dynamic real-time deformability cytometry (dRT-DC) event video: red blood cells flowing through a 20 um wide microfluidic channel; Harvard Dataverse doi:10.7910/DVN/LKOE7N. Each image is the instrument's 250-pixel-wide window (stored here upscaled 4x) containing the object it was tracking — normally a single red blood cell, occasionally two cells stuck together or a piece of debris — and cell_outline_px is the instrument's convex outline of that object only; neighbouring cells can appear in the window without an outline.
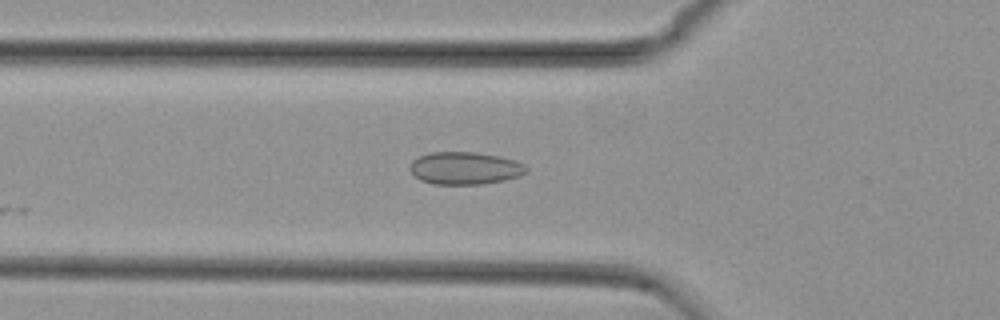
{"species": "common noctule bat (a hibernating species)", "species_latin": "Nyctalus noctula", "temperature_condition": "cold", "stored_images_in_passage": 14, "camera_frame_rate_fps": 3000, "um_per_image_px": 0.085, "animal": {"sex": "female", "body_mass_g": 29.2, "forearm_length_mm": 56.3}, "frame": {"image": 1, "passage_image": 5, "time_ms": 1.333, "image_size_px": [1000, 320], "cell_outline_px": [[528, 172], [520, 176], [504, 180], [480, 184], [432, 184], [420, 180], [408, 168], [412, 160], [428, 152], [476, 152], [500, 156], [516, 160], [524, 164], [528, 168]], "centroid_in_image_um": [39.53, 14.29], "position_along_channel_um": 86.3, "area_um2": 22.25}}
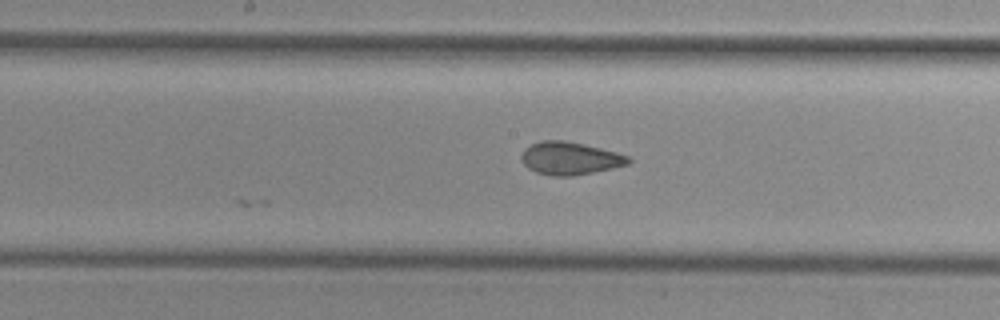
{"frame": {"image": 2, "passage_image": 14, "time_ms": 4.333, "image_size_px": [1000, 320], "cell_outline_px": [[632, 160], [628, 164], [612, 168], [572, 176], [552, 176], [536, 172], [528, 168], [524, 164], [520, 156], [524, 148], [540, 140], [564, 140], [584, 144], [616, 152], [628, 156]], "centroid_in_image_um": [48.42, 13.45], "position_along_channel_um": 199.8, "area_um2": 20.4}}